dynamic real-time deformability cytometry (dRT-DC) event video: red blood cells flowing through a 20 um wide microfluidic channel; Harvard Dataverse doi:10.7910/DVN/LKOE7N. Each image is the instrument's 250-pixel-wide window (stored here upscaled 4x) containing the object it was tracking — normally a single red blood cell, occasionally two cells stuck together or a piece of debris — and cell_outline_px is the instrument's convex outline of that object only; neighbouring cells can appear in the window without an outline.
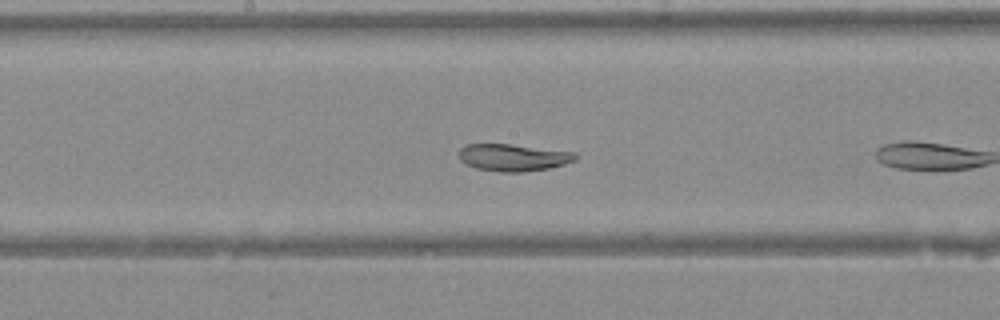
{"species": "Egyptian fruit bat (a non-hibernating species)", "species_latin": "Rousettus aegyptiacus", "temperature_condition": "warm", "stored_images_in_passage": 12, "camera_frame_rate_fps": 3000, "um_per_image_px": 0.085, "animal": {"sex": "female"}, "frame": {"image": 1, "passage_image": 9, "time_ms": 2.667, "image_size_px": [1000, 320], "cell_outline_px": [[580, 156], [576, 160], [564, 164], [548, 168], [520, 172], [500, 172], [476, 168], [464, 164], [460, 160], [460, 148], [464, 144], [512, 144], [576, 152]], "centroid_in_image_um": [43.64, 13.38], "position_along_channel_um": 204.6, "area_um2": 18.55}}